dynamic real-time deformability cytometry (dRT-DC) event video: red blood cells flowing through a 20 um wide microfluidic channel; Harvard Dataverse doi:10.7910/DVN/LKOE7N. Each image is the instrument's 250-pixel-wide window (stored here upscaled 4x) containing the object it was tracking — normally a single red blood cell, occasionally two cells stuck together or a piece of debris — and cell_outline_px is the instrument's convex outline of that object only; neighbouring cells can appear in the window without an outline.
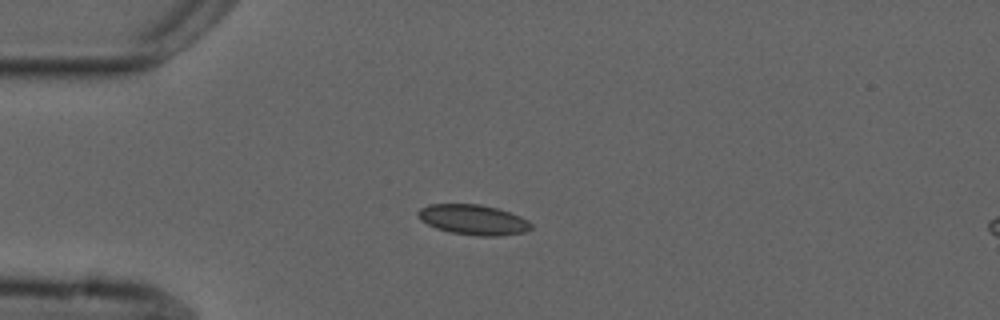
{"species": "common noctule bat (a hibernating species)", "species_latin": "Nyctalus noctula", "temperature_condition": "cold", "stored_images_in_passage": 4, "camera_frame_rate_fps": 3000, "um_per_image_px": 0.085, "animal": {"sex": "male", "forearm_length_mm": 52.5}, "frame": {"image": 1, "passage_image": 1, "time_ms": 0.0, "image_size_px": [1000, 320], "cell_outline_px": [[532, 228], [524, 232], [500, 236], [480, 236], [448, 232], [436, 228], [420, 220], [416, 216], [416, 212], [420, 208], [428, 204], [480, 204], [496, 208], [520, 216], [528, 220], [532, 224]], "centroid_in_image_um": [40.19, 18.68], "position_along_channel_um": 44.8, "area_um2": 20.0}}
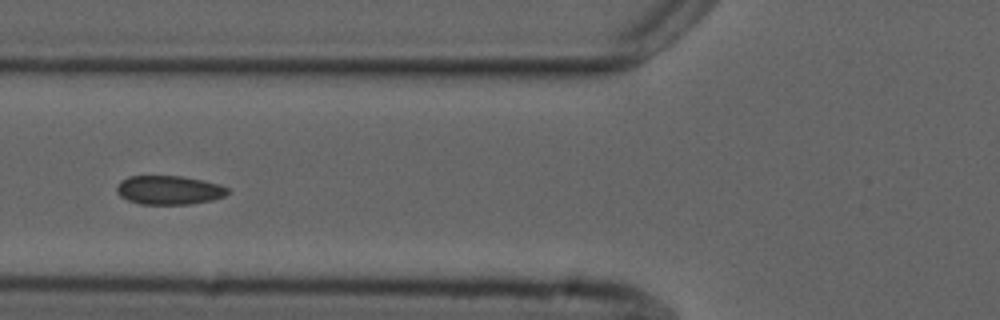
{"frame": {"image": 2, "passage_image": 3, "time_ms": 2.333, "image_size_px": [1000, 320], "cell_outline_px": [[228, 192], [224, 196], [212, 200], [188, 204], [140, 204], [128, 200], [120, 196], [116, 192], [116, 188], [120, 180], [128, 176], [180, 176], [204, 180], [220, 184], [228, 188]], "centroid_in_image_um": [14.35, 16.15], "position_along_channel_um": 111.5, "area_um2": 18.73}}
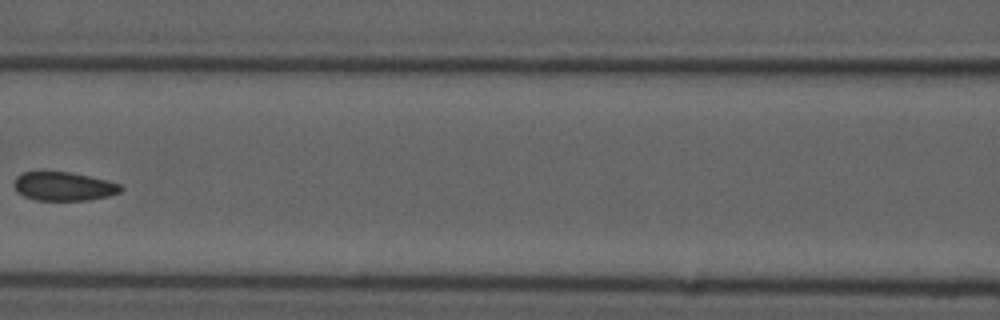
{"frame": {"image": 3, "passage_image": 4, "time_ms": 3.667, "image_size_px": [1000, 320], "cell_outline_px": [[124, 188], [120, 192], [108, 196], [88, 200], [36, 200], [24, 196], [16, 192], [12, 184], [16, 176], [24, 172], [68, 172], [108, 180], [120, 184]], "centroid_in_image_um": [5.39, 15.84], "position_along_channel_um": 161.2, "area_um2": 17.92}}